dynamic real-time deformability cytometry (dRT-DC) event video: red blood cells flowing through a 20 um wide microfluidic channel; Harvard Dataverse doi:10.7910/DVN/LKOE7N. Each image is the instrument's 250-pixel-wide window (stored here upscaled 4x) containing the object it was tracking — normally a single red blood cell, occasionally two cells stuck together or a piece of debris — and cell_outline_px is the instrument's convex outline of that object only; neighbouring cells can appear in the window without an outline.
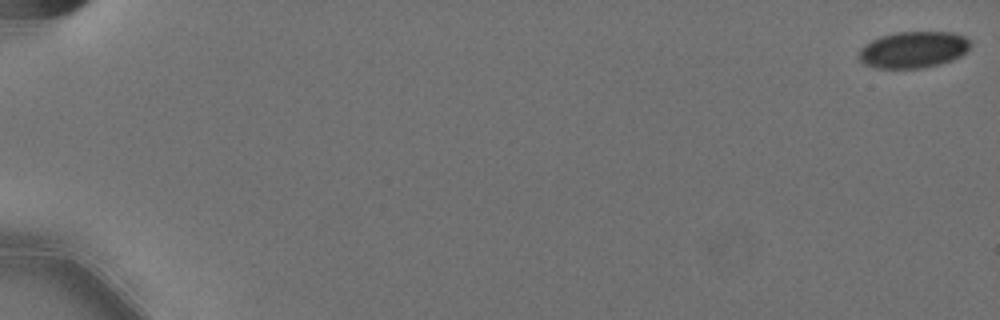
{"species": "Egyptian fruit bat (a non-hibernating species)", "species_latin": "Rousettus aegyptiacus", "temperature_condition": "cold", "stored_images_in_passage": 59, "camera_frame_rate_fps": 3000, "um_per_image_px": 0.085, "animal": {"sex": "female"}, "frame": {"image": 1, "passage_image": 1, "time_ms": 0.0, "image_size_px": [1000, 320], "cell_outline_px": [[972, 44], [960, 56], [952, 60], [940, 64], [924, 68], [876, 68], [864, 64], [860, 60], [860, 48], [872, 40], [880, 36], [896, 32], [952, 32], [964, 36]], "centroid_in_image_um": [77.63, 4.22], "position_along_channel_um": 7.4, "area_um2": 23.64}}
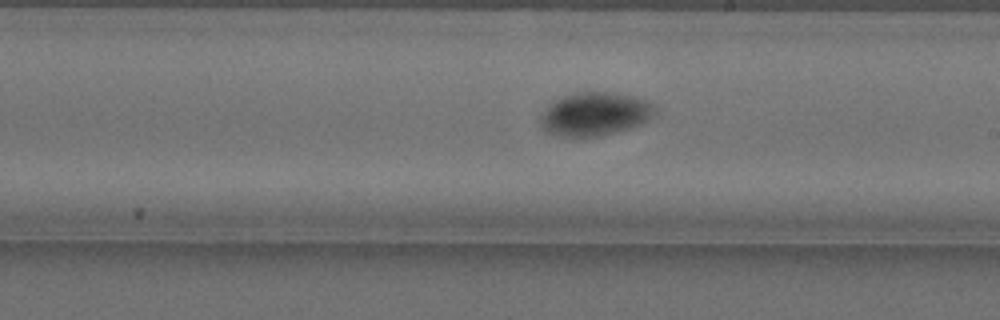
{"frame": {"image": 2, "passage_image": 36, "time_ms": 11.667, "image_size_px": [1000, 320], "cell_outline_px": [[656, 112], [648, 120], [640, 124], [616, 132], [596, 136], [560, 136], [548, 132], [540, 124], [540, 116], [556, 100], [564, 96], [584, 92], [612, 92], [632, 96], [644, 100], [652, 104], [656, 108]], "centroid_in_image_um": [50.59, 9.69], "position_along_channel_um": 238.4, "area_um2": 28.32}}
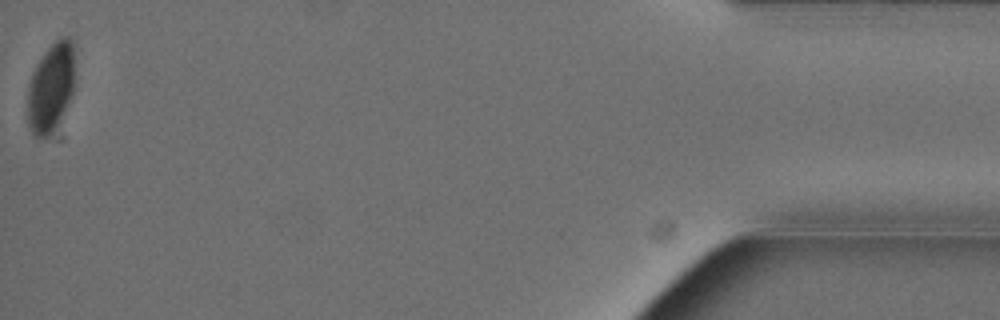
{"frame": {"image": 3, "passage_image": 59, "time_ms": 19.333, "image_size_px": [1000, 320], "cell_outline_px": [[72, 96], [60, 120], [40, 140], [32, 136], [28, 128], [28, 84], [36, 64], [44, 52], [60, 36], [68, 36], [72, 40]], "centroid_in_image_um": [4.28, 7.44], "position_along_channel_um": 430.9, "area_um2": 24.04}, "authors_computed_cell_mechanics": {"area_um2": 26.0678, "velocity_mm_per_s": 3.5687, "shape_relaxation_time_tau1_ms": 4.1323, "shape_relaxation_time_tau2_ms": null, "deformation_change_tau1": 0.0768, "deformation_change_tau2": null}}